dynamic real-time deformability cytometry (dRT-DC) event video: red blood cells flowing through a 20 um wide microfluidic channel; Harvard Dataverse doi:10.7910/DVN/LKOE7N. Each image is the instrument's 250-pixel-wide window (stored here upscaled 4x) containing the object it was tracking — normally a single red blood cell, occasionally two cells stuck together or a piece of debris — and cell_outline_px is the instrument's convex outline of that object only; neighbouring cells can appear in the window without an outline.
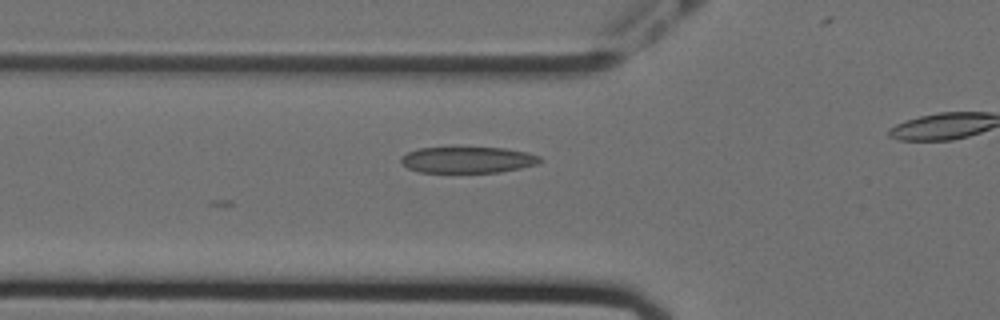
{"species": "Egyptian fruit bat (a non-hibernating species)", "species_latin": "Rousettus aegyptiacus", "temperature_condition": "cold", "stored_images_in_passage": 3, "camera_frame_rate_fps": 3000, "um_per_image_px": 0.085, "animal": {"sex": "female"}, "frame": {"image": 1, "passage_image": 3, "time_ms": 0.667, "image_size_px": [1000, 320], "cell_outline_px": [[544, 160], [536, 164], [520, 168], [500, 172], [420, 172], [408, 168], [400, 160], [400, 156], [408, 152], [420, 148], [504, 148], [528, 152], [540, 156]], "centroid_in_image_um": [39.78, 13.59], "position_along_channel_um": 86.0, "area_um2": 21.1}}